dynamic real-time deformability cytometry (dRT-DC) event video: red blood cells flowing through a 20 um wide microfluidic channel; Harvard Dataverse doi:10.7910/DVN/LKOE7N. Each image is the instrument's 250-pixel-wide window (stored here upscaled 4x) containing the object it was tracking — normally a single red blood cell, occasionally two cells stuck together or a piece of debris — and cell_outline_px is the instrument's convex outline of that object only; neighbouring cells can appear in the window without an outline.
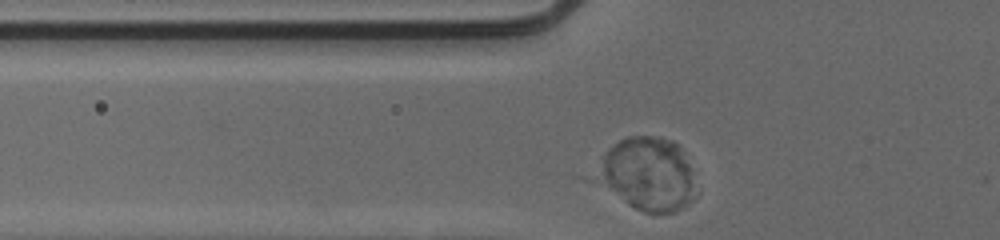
{"species": "human", "species_latin": "Homo sapiens", "temperature_condition": "cold", "stored_images_in_passage": 33, "camera_frame_rate_fps": 3000, "um_per_image_px": 0.085, "donor": {"sex": "male"}, "frame": {"image": 1, "passage_image": 5, "time_ms": 1.333, "image_size_px": [1000, 240], "cell_outline_px": [[700, 192], [684, 208], [676, 212], [644, 212], [628, 204], [584, 180], [604, 152], [608, 148], [620, 140], [628, 136], [660, 136], [672, 140], [680, 148], [700, 188]], "centroid_in_image_um": [54.92, 14.82], "position_along_channel_um": 70.9, "area_um2": 44.56}}
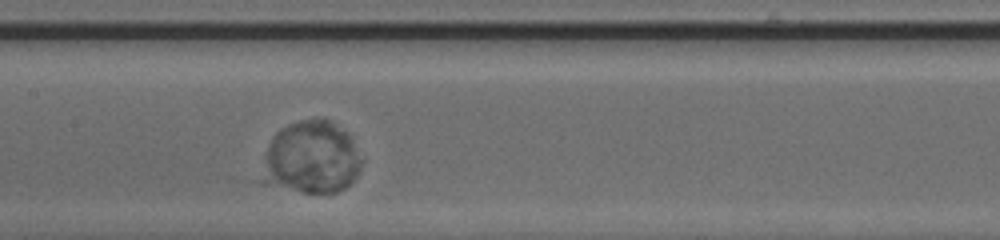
{"frame": {"image": 2, "passage_image": 14, "time_ms": 4.333, "image_size_px": [1000, 240], "cell_outline_px": [[364, 160], [360, 172], [344, 188], [336, 192], [304, 192], [260, 184], [268, 148], [276, 132], [280, 128], [288, 124], [300, 120], [324, 116], [344, 132], [352, 140]], "centroid_in_image_um": [26.47, 13.4], "position_along_channel_um": 180.9, "area_um2": 42.19}}
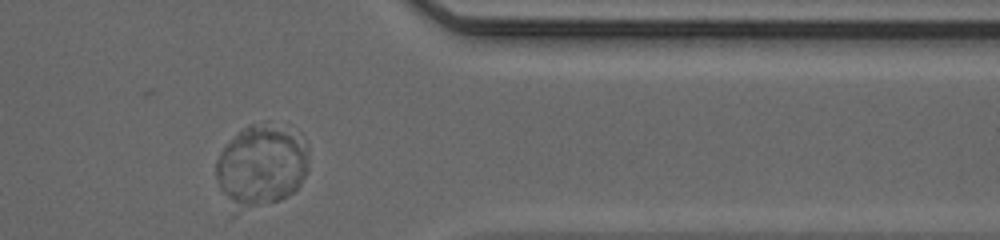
{"frame": {"image": 3, "passage_image": 31, "time_ms": 10.0, "image_size_px": [1000, 240], "cell_outline_px": [[308, 168], [300, 184], [292, 192], [280, 200], [236, 216], [232, 216], [216, 176], [216, 160], [220, 152], [248, 124], [252, 124], [304, 136], [308, 144]], "centroid_in_image_um": [22.17, 14.24], "position_along_channel_um": 389.2, "area_um2": 44.16}}